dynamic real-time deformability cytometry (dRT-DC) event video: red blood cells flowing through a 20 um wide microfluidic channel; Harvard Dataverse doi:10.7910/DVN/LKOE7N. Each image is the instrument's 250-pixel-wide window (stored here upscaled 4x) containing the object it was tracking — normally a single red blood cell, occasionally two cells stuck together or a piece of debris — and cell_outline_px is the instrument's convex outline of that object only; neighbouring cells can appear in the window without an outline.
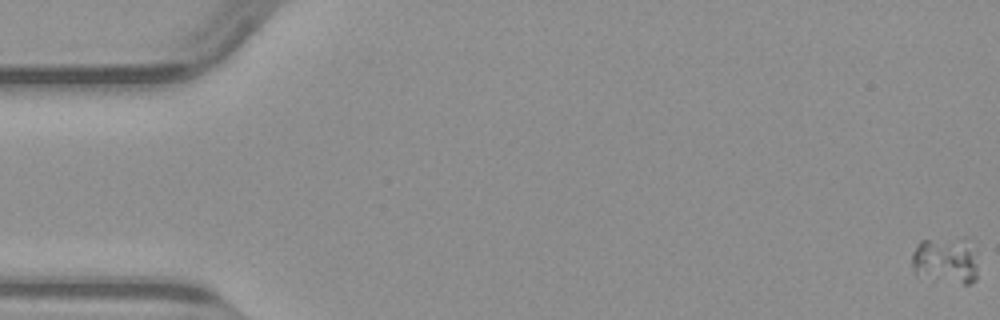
{"species": "common noctule bat (a hibernating species)", "species_latin": "Nyctalus noctula", "temperature_condition": "warm", "stored_images_in_passage": 52, "camera_frame_rate_fps": 3000, "um_per_image_px": 0.085, "animal": {"sex": "male", "body_mass_g": 23.1, "forearm_length_mm": 52.7}, "frame": {"image": 1, "passage_image": 1, "time_ms": 0.0, "image_size_px": [1000, 320], "cell_outline_px": [[976, 280], [972, 284], [964, 284], [916, 276], [912, 268], [912, 252], [916, 244], [920, 240], [964, 236], [968, 236], [976, 264]], "centroid_in_image_um": [80.34, 22.1], "position_along_channel_um": 4.7, "area_um2": 18.44}}
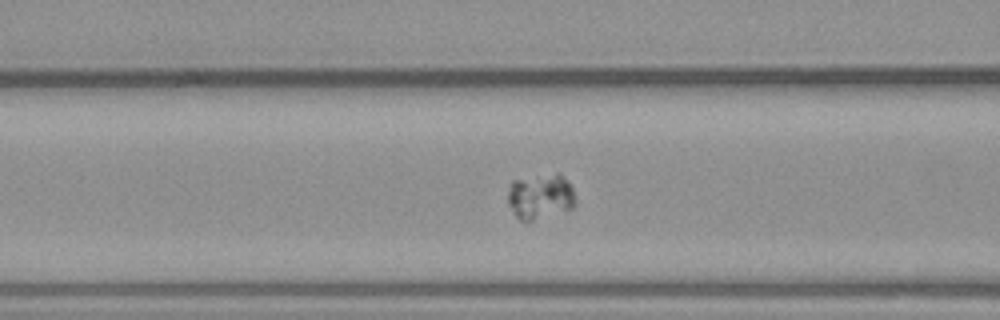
{"frame": {"image": 2, "passage_image": 21, "time_ms": 6.667, "image_size_px": [1000, 320], "cell_outline_px": [[576, 204], [572, 208], [528, 224], [520, 220], [516, 216], [508, 204], [508, 188], [512, 180], [556, 172], [560, 172], [568, 180], [572, 188], [576, 200]], "centroid_in_image_um": [45.93, 16.72], "position_along_channel_um": 120.7, "area_um2": 18.55}}
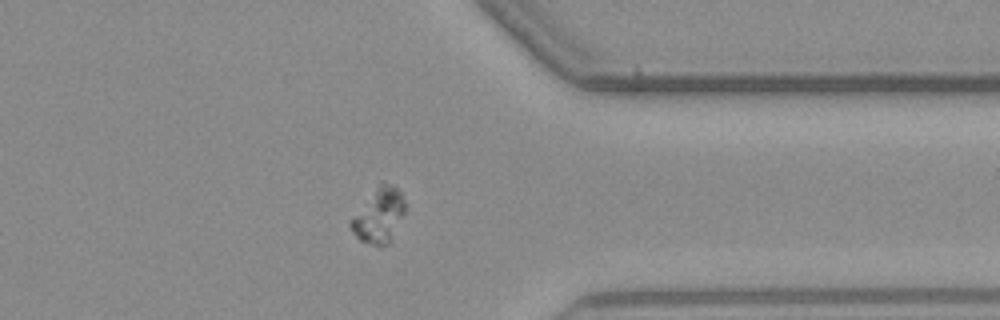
{"frame": {"image": 3, "passage_image": 41, "time_ms": 13.333, "image_size_px": [1000, 320], "cell_outline_px": [[404, 212], [392, 240], [388, 244], [380, 248], [360, 240], [352, 232], [348, 224], [348, 220], [380, 180], [396, 188], [400, 192], [404, 200]], "centroid_in_image_um": [32.16, 18.33], "position_along_channel_um": 379.2, "area_um2": 17.63}}